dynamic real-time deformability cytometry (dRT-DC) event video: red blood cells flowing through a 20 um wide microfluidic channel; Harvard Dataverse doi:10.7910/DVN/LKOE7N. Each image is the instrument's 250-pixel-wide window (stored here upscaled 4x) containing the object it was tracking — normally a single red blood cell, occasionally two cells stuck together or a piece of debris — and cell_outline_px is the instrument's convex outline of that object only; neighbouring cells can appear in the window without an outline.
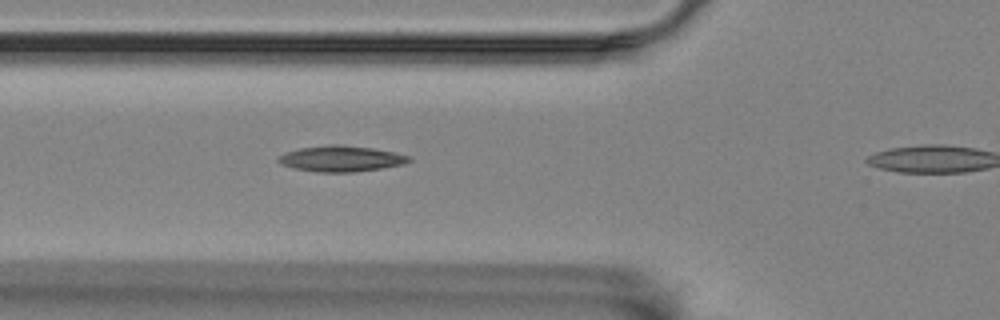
{"species": "Egyptian fruit bat (a non-hibernating species)", "species_latin": "Rousettus aegyptiacus", "temperature_condition": "room temperature", "stored_images_in_passage": 9, "camera_frame_rate_fps": 3000, "um_per_image_px": 0.085, "animal": {"sex": "female"}, "frame": {"image": 1, "passage_image": 2, "time_ms": 0.333, "image_size_px": [1000, 320], "cell_outline_px": [[412, 160], [404, 164], [380, 168], [352, 172], [316, 172], [296, 168], [280, 164], [276, 160], [284, 152], [300, 148], [328, 144], [340, 144], [372, 148], [392, 152], [408, 156]], "centroid_in_image_um": [28.95, 13.48], "position_along_channel_um": 96.9, "area_um2": 19.54}}
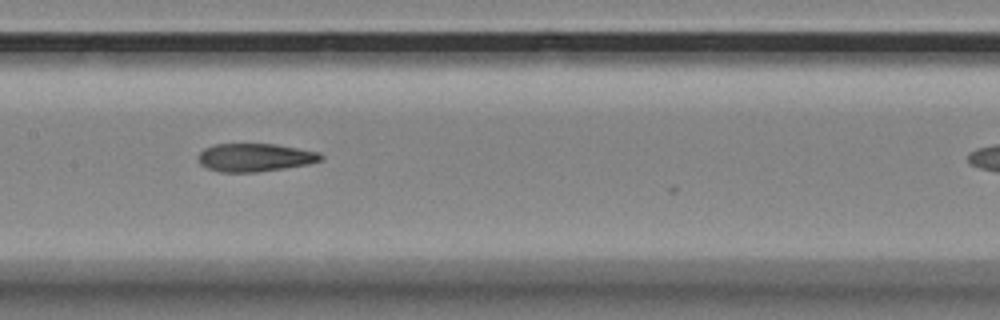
{"frame": {"image": 2, "passage_image": 5, "time_ms": 1.333, "image_size_px": [1000, 320], "cell_outline_px": [[324, 156], [320, 160], [308, 164], [284, 168], [256, 172], [220, 172], [208, 168], [200, 164], [196, 160], [196, 156], [204, 148], [216, 144], [276, 144], [320, 152]], "centroid_in_image_um": [21.64, 13.38], "position_along_channel_um": 185.8, "area_um2": 20.17}}
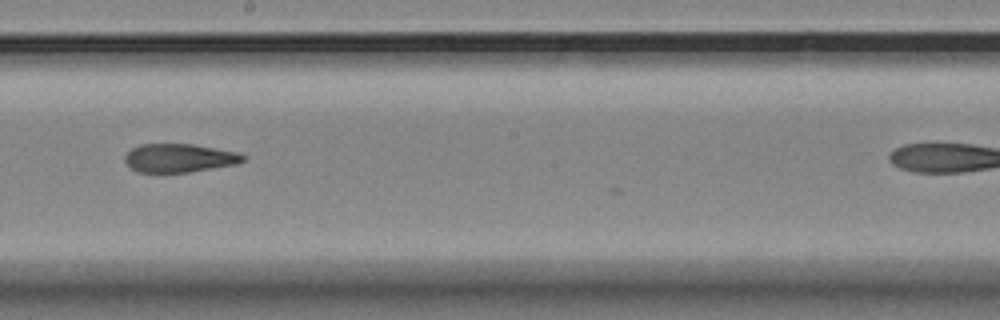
{"frame": {"image": 3, "passage_image": 6, "time_ms": 1.667, "image_size_px": [1000, 320], "cell_outline_px": [[244, 160], [236, 164], [188, 172], [140, 172], [132, 168], [124, 160], [124, 156], [132, 148], [140, 144], [192, 144], [240, 152], [244, 156]], "centroid_in_image_um": [15.24, 13.42], "position_along_channel_um": 233.0, "area_um2": 19.48}}